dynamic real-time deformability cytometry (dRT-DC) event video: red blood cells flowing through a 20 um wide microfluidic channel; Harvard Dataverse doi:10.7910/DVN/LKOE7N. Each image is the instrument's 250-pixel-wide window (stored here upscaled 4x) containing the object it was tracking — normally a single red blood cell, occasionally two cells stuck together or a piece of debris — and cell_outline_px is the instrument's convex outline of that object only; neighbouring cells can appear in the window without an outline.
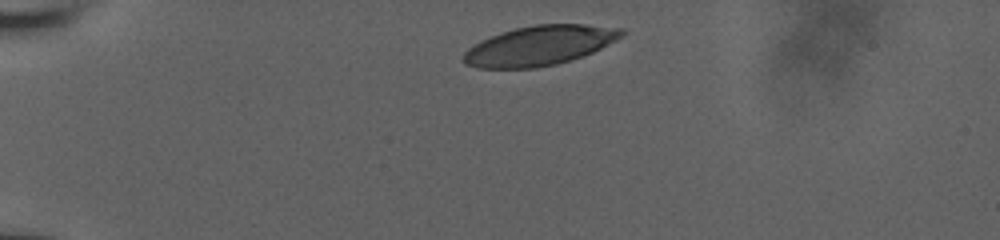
{"species": "human", "species_latin": "Homo sapiens", "temperature_condition": "room temperature", "stored_images_in_passage": 4, "camera_frame_rate_fps": 3000, "um_per_image_px": 0.085, "donor": {"sex": "male"}, "frame": {"image": 1, "passage_image": 1, "time_ms": 0.0, "image_size_px": [1000, 240], "cell_outline_px": [[624, 32], [616, 40], [592, 52], [556, 64], [536, 68], [480, 68], [464, 64], [460, 60], [464, 52], [472, 44], [480, 40], [500, 32], [516, 28], [536, 24], [584, 24], [624, 28]], "centroid_in_image_um": [45.79, 3.87], "position_along_channel_um": 39.2, "area_um2": 36.53}}
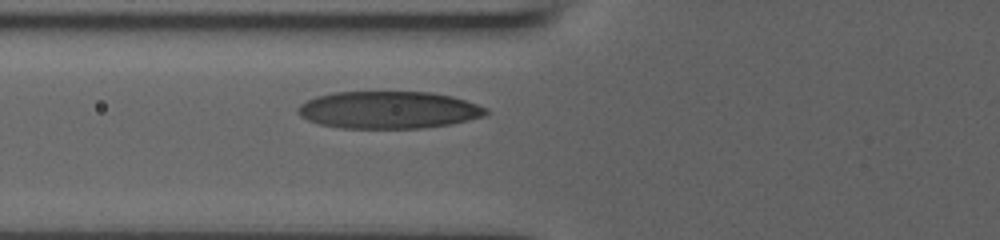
{"frame": {"image": 2, "passage_image": 4, "time_ms": 3.0, "image_size_px": [1000, 240], "cell_outline_px": [[488, 112], [484, 116], [452, 124], [420, 128], [340, 128], [320, 124], [308, 120], [300, 116], [296, 112], [296, 108], [300, 104], [316, 96], [332, 92], [432, 92], [452, 96], [488, 108]], "centroid_in_image_um": [33.01, 9.34], "position_along_channel_um": 92.8, "area_um2": 40.98}}